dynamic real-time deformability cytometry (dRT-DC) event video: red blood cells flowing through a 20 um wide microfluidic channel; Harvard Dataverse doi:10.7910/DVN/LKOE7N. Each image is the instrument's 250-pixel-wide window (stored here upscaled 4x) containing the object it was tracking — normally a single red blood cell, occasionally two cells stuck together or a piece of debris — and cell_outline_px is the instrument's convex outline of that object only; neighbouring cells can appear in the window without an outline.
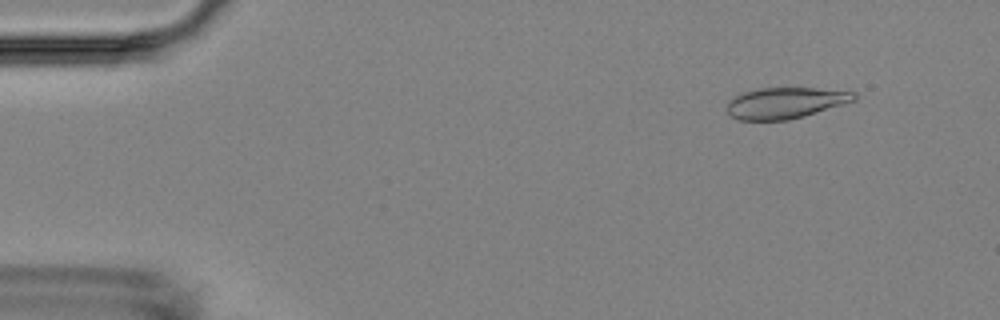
{"species": "Egyptian fruit bat (a non-hibernating species)", "species_latin": "Rousettus aegyptiacus", "temperature_condition": "room temperature", "stored_images_in_passage": 56, "camera_frame_rate_fps": 3000, "um_per_image_px": 0.085, "animal": {"sex": "female"}, "frame": {"image": 1, "passage_image": 6, "time_ms": 1.667, "image_size_px": [1000, 320], "cell_outline_px": [[856, 100], [844, 104], [804, 116], [788, 120], [740, 120], [732, 116], [728, 112], [728, 100], [744, 92], [756, 88], [816, 88], [856, 92]], "centroid_in_image_um": [66.77, 8.74], "position_along_channel_um": 18.2, "area_um2": 22.95}}
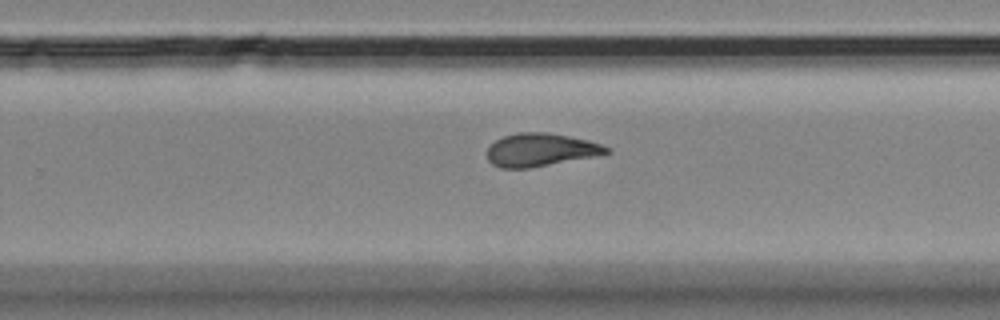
{"frame": {"image": 2, "passage_image": 36, "time_ms": 11.667, "image_size_px": [1000, 320], "cell_outline_px": [[612, 152], [596, 156], [528, 168], [500, 168], [492, 164], [488, 160], [488, 148], [496, 140], [504, 136], [520, 132], [548, 132], [588, 140], [600, 144], [608, 148]], "centroid_in_image_um": [45.95, 12.74], "position_along_channel_um": 283.9, "area_um2": 22.77}}
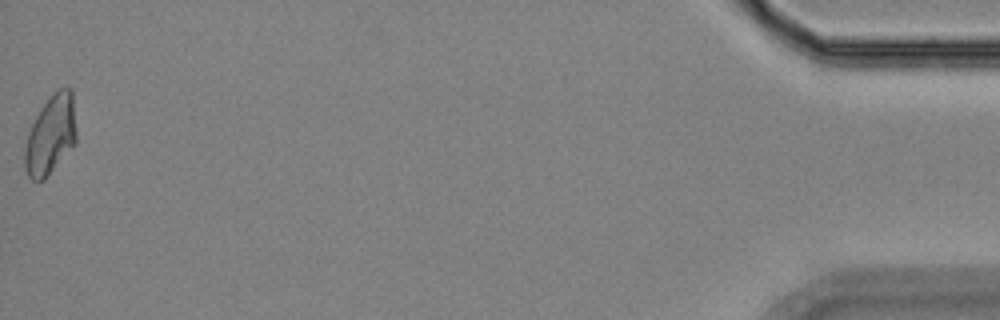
{"frame": {"image": 3, "passage_image": 56, "time_ms": 18.333, "image_size_px": [1000, 320], "cell_outline_px": [[76, 144], [44, 180], [32, 180], [28, 176], [24, 168], [24, 148], [28, 132], [40, 108], [52, 92], [60, 88], [72, 88], [76, 132]], "centroid_in_image_um": [4.3, 11.47], "position_along_channel_um": 430.9, "area_um2": 24.04}, "authors_computed_cell_mechanics": {"area_um2": 23.2356, "velocity_mm_per_s": 3.5881, "shape_relaxation_time_tau1_ms": null, "shape_relaxation_time_tau2_ms": 1.9718, "deformation_change_tau1": null, "deformation_change_tau2": 0.0834}}